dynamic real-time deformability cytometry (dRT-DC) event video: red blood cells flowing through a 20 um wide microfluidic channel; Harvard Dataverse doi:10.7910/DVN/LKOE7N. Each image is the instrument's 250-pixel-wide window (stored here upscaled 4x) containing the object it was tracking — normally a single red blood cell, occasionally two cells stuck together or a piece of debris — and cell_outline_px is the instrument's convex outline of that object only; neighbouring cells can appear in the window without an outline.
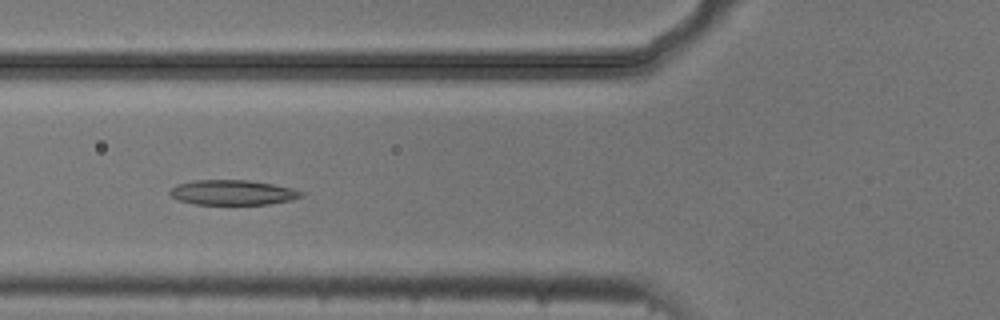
{"species": "common noctule bat (a hibernating species)", "species_latin": "Nyctalus noctula", "temperature_condition": "cold", "stored_images_in_passage": 9, "camera_frame_rate_fps": 3000, "um_per_image_px": 0.085, "animal": {"sex": "male", "body_mass_g": 20.5, "forearm_length_mm": 52.5}, "frame": {"image": 1, "passage_image": 4, "time_ms": 1.0, "image_size_px": [1000, 320], "cell_outline_px": [[304, 196], [292, 200], [268, 204], [196, 204], [180, 200], [172, 196], [168, 192], [176, 184], [196, 180], [248, 180], [272, 184], [292, 188], [304, 192]], "centroid_in_image_um": [19.81, 16.36], "position_along_channel_um": 106.0, "area_um2": 19.02}}
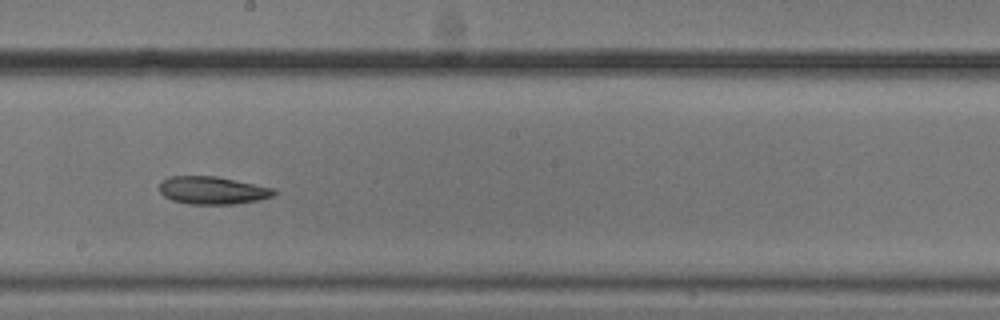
{"frame": {"image": 2, "passage_image": 7, "time_ms": 2.0, "image_size_px": [1000, 320], "cell_outline_px": [[276, 192], [272, 196], [260, 200], [232, 204], [188, 204], [172, 200], [164, 196], [160, 192], [160, 184], [168, 176], [216, 176], [276, 188]], "centroid_in_image_um": [18.08, 16.18], "position_along_channel_um": 230.1, "area_um2": 18.55}}
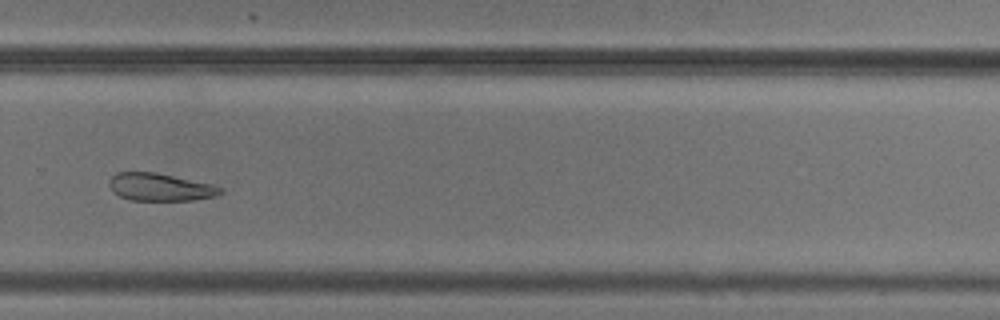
{"frame": {"image": 3, "passage_image": 9, "time_ms": 2.667, "image_size_px": [1000, 320], "cell_outline_px": [[224, 192], [216, 196], [192, 200], [128, 200], [112, 192], [108, 184], [108, 180], [116, 172], [156, 172], [212, 184], [224, 188]], "centroid_in_image_um": [13.6, 15.9], "position_along_channel_um": 316.2, "area_um2": 18.09}}